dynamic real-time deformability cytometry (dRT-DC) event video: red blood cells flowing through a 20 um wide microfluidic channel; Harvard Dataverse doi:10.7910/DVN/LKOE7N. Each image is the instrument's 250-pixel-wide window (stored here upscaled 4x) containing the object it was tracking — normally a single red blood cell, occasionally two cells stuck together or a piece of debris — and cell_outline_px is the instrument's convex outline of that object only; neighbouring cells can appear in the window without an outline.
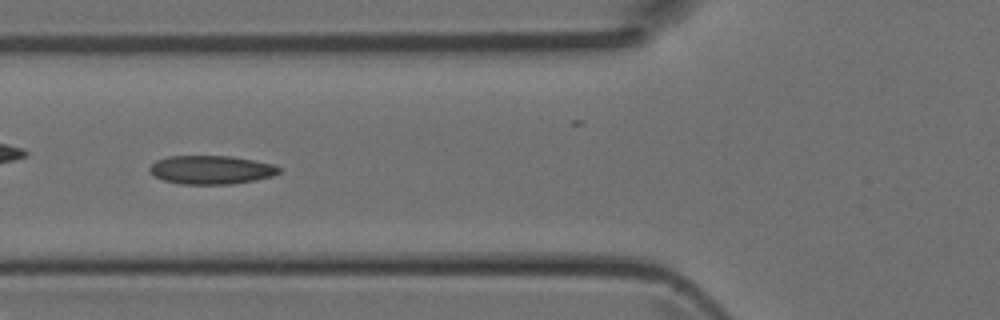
{"species": "Egyptian fruit bat (a non-hibernating species)", "species_latin": "Rousettus aegyptiacus", "temperature_condition": "room temperature", "stored_images_in_passage": 24, "camera_frame_rate_fps": 3000, "um_per_image_px": 0.085, "animal": {"sex": "female"}, "frame": {"image": 1, "passage_image": 8, "time_ms": 2.333, "image_size_px": [1000, 320], "cell_outline_px": [[280, 172], [272, 176], [256, 180], [232, 184], [180, 184], [164, 180], [156, 176], [148, 168], [156, 160], [168, 156], [232, 156], [272, 164], [280, 168]], "centroid_in_image_um": [17.95, 14.43], "position_along_channel_um": 107.8, "area_um2": 21.44}}
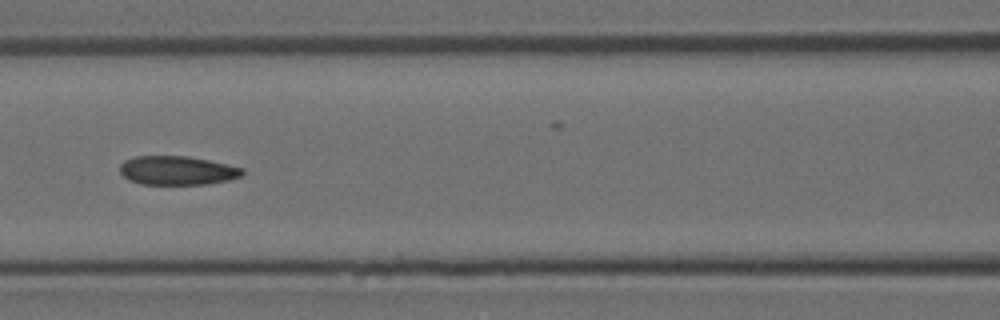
{"frame": {"image": 2, "passage_image": 11, "time_ms": 3.333, "image_size_px": [1000, 320], "cell_outline_px": [[244, 172], [240, 176], [228, 180], [204, 184], [140, 184], [128, 180], [120, 172], [120, 164], [124, 160], [136, 156], [188, 156], [228, 164], [244, 168]], "centroid_in_image_um": [15.05, 14.48], "position_along_channel_um": 151.6, "area_um2": 20.63}}
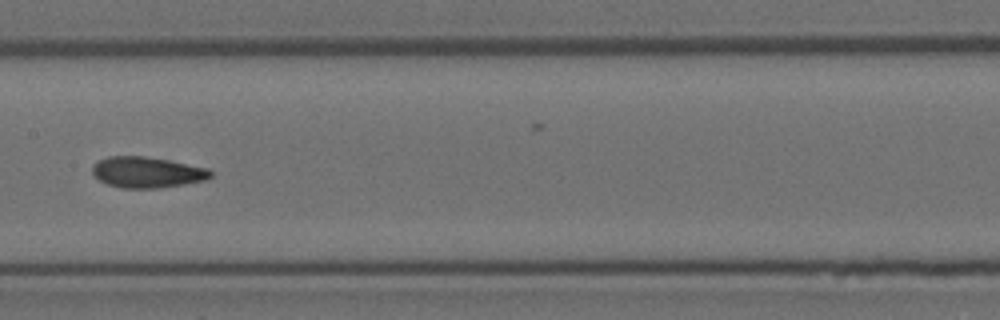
{"frame": {"image": 3, "passage_image": 14, "time_ms": 4.333, "image_size_px": [1000, 320], "cell_outline_px": [[212, 176], [208, 180], [160, 188], [120, 188], [108, 184], [100, 180], [92, 172], [92, 168], [100, 160], [108, 156], [144, 156], [168, 160], [208, 168], [212, 172]], "centroid_in_image_um": [12.54, 14.65], "position_along_channel_um": 194.9, "area_um2": 21.21}}